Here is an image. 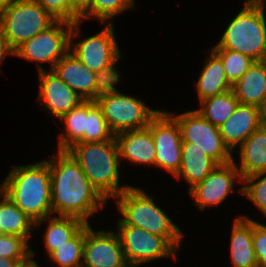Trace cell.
<instances>
[{
	"label": "cell",
	"instance_id": "obj_1",
	"mask_svg": "<svg viewBox=\"0 0 266 267\" xmlns=\"http://www.w3.org/2000/svg\"><path fill=\"white\" fill-rule=\"evenodd\" d=\"M48 160L51 179V206L53 215L73 216L88 224L106 201L92 187L78 163L67 151L57 150Z\"/></svg>",
	"mask_w": 266,
	"mask_h": 267
},
{
	"label": "cell",
	"instance_id": "obj_2",
	"mask_svg": "<svg viewBox=\"0 0 266 267\" xmlns=\"http://www.w3.org/2000/svg\"><path fill=\"white\" fill-rule=\"evenodd\" d=\"M0 190L34 222L53 214L48 160L12 167Z\"/></svg>",
	"mask_w": 266,
	"mask_h": 267
},
{
	"label": "cell",
	"instance_id": "obj_3",
	"mask_svg": "<svg viewBox=\"0 0 266 267\" xmlns=\"http://www.w3.org/2000/svg\"><path fill=\"white\" fill-rule=\"evenodd\" d=\"M78 163L92 187L107 202L130 185L119 186V150L115 136L103 142H78L66 150Z\"/></svg>",
	"mask_w": 266,
	"mask_h": 267
},
{
	"label": "cell",
	"instance_id": "obj_4",
	"mask_svg": "<svg viewBox=\"0 0 266 267\" xmlns=\"http://www.w3.org/2000/svg\"><path fill=\"white\" fill-rule=\"evenodd\" d=\"M266 0H246L230 21L220 41L211 49H230L254 61L266 60Z\"/></svg>",
	"mask_w": 266,
	"mask_h": 267
},
{
	"label": "cell",
	"instance_id": "obj_5",
	"mask_svg": "<svg viewBox=\"0 0 266 267\" xmlns=\"http://www.w3.org/2000/svg\"><path fill=\"white\" fill-rule=\"evenodd\" d=\"M117 200L120 218L125 224L145 229L147 232L165 238L176 250L182 243L184 233L167 216L164 210L160 209L147 192L130 186L120 195L114 198Z\"/></svg>",
	"mask_w": 266,
	"mask_h": 267
},
{
	"label": "cell",
	"instance_id": "obj_6",
	"mask_svg": "<svg viewBox=\"0 0 266 267\" xmlns=\"http://www.w3.org/2000/svg\"><path fill=\"white\" fill-rule=\"evenodd\" d=\"M108 22L100 32L74 44L73 39L79 37L81 22L72 23L70 52L90 70L101 75L109 84H118L121 76L115 68V63L121 59L122 52L116 42L113 21Z\"/></svg>",
	"mask_w": 266,
	"mask_h": 267
},
{
	"label": "cell",
	"instance_id": "obj_7",
	"mask_svg": "<svg viewBox=\"0 0 266 267\" xmlns=\"http://www.w3.org/2000/svg\"><path fill=\"white\" fill-rule=\"evenodd\" d=\"M115 86L116 83L109 84L95 100L111 131L117 134L148 127L161 110L147 107L137 97L122 94Z\"/></svg>",
	"mask_w": 266,
	"mask_h": 267
},
{
	"label": "cell",
	"instance_id": "obj_8",
	"mask_svg": "<svg viewBox=\"0 0 266 267\" xmlns=\"http://www.w3.org/2000/svg\"><path fill=\"white\" fill-rule=\"evenodd\" d=\"M55 21L54 17L32 0H10L0 15L3 33L13 51Z\"/></svg>",
	"mask_w": 266,
	"mask_h": 267
},
{
	"label": "cell",
	"instance_id": "obj_9",
	"mask_svg": "<svg viewBox=\"0 0 266 267\" xmlns=\"http://www.w3.org/2000/svg\"><path fill=\"white\" fill-rule=\"evenodd\" d=\"M123 253L127 264L136 267L161 258L176 257V250L165 238L149 233L145 229L117 221Z\"/></svg>",
	"mask_w": 266,
	"mask_h": 267
},
{
	"label": "cell",
	"instance_id": "obj_10",
	"mask_svg": "<svg viewBox=\"0 0 266 267\" xmlns=\"http://www.w3.org/2000/svg\"><path fill=\"white\" fill-rule=\"evenodd\" d=\"M171 115L180 126L182 142L196 144L218 164H227L234 160L232 152L223 142L219 127L211 124L197 110Z\"/></svg>",
	"mask_w": 266,
	"mask_h": 267
},
{
	"label": "cell",
	"instance_id": "obj_11",
	"mask_svg": "<svg viewBox=\"0 0 266 267\" xmlns=\"http://www.w3.org/2000/svg\"><path fill=\"white\" fill-rule=\"evenodd\" d=\"M66 27V28H64ZM72 23L56 20L50 27L27 40L14 51V56L31 62L51 63L50 70L70 51Z\"/></svg>",
	"mask_w": 266,
	"mask_h": 267
},
{
	"label": "cell",
	"instance_id": "obj_12",
	"mask_svg": "<svg viewBox=\"0 0 266 267\" xmlns=\"http://www.w3.org/2000/svg\"><path fill=\"white\" fill-rule=\"evenodd\" d=\"M156 148L155 166L175 176L182 161V134L170 112L160 111L149 123Z\"/></svg>",
	"mask_w": 266,
	"mask_h": 267
},
{
	"label": "cell",
	"instance_id": "obj_13",
	"mask_svg": "<svg viewBox=\"0 0 266 267\" xmlns=\"http://www.w3.org/2000/svg\"><path fill=\"white\" fill-rule=\"evenodd\" d=\"M82 267H130L124 257L119 235L84 226Z\"/></svg>",
	"mask_w": 266,
	"mask_h": 267
},
{
	"label": "cell",
	"instance_id": "obj_14",
	"mask_svg": "<svg viewBox=\"0 0 266 267\" xmlns=\"http://www.w3.org/2000/svg\"><path fill=\"white\" fill-rule=\"evenodd\" d=\"M52 71L84 101H95L109 85L70 51L56 63Z\"/></svg>",
	"mask_w": 266,
	"mask_h": 267
},
{
	"label": "cell",
	"instance_id": "obj_15",
	"mask_svg": "<svg viewBox=\"0 0 266 267\" xmlns=\"http://www.w3.org/2000/svg\"><path fill=\"white\" fill-rule=\"evenodd\" d=\"M236 179L242 181L235 160L218 164L203 181L191 188L188 194L201 210L207 206H218L232 193Z\"/></svg>",
	"mask_w": 266,
	"mask_h": 267
},
{
	"label": "cell",
	"instance_id": "obj_16",
	"mask_svg": "<svg viewBox=\"0 0 266 267\" xmlns=\"http://www.w3.org/2000/svg\"><path fill=\"white\" fill-rule=\"evenodd\" d=\"M39 73L38 100L47 112L60 119L67 112L79 106L84 100L64 83L52 70L46 71L37 64Z\"/></svg>",
	"mask_w": 266,
	"mask_h": 267
},
{
	"label": "cell",
	"instance_id": "obj_17",
	"mask_svg": "<svg viewBox=\"0 0 266 267\" xmlns=\"http://www.w3.org/2000/svg\"><path fill=\"white\" fill-rule=\"evenodd\" d=\"M263 121V110L246 104H238L234 113L220 127L219 131L223 142L233 153Z\"/></svg>",
	"mask_w": 266,
	"mask_h": 267
},
{
	"label": "cell",
	"instance_id": "obj_18",
	"mask_svg": "<svg viewBox=\"0 0 266 267\" xmlns=\"http://www.w3.org/2000/svg\"><path fill=\"white\" fill-rule=\"evenodd\" d=\"M119 157L131 163L155 166L156 148L149 127L115 134Z\"/></svg>",
	"mask_w": 266,
	"mask_h": 267
},
{
	"label": "cell",
	"instance_id": "obj_19",
	"mask_svg": "<svg viewBox=\"0 0 266 267\" xmlns=\"http://www.w3.org/2000/svg\"><path fill=\"white\" fill-rule=\"evenodd\" d=\"M231 89L240 104L253 105L264 110L266 107V60L255 61L232 84Z\"/></svg>",
	"mask_w": 266,
	"mask_h": 267
},
{
	"label": "cell",
	"instance_id": "obj_20",
	"mask_svg": "<svg viewBox=\"0 0 266 267\" xmlns=\"http://www.w3.org/2000/svg\"><path fill=\"white\" fill-rule=\"evenodd\" d=\"M252 238L253 220L247 216L235 218L230 239V257L233 267L258 266Z\"/></svg>",
	"mask_w": 266,
	"mask_h": 267
},
{
	"label": "cell",
	"instance_id": "obj_21",
	"mask_svg": "<svg viewBox=\"0 0 266 267\" xmlns=\"http://www.w3.org/2000/svg\"><path fill=\"white\" fill-rule=\"evenodd\" d=\"M218 163L191 142H182V161L176 179L184 178L189 190L203 181Z\"/></svg>",
	"mask_w": 266,
	"mask_h": 267
},
{
	"label": "cell",
	"instance_id": "obj_22",
	"mask_svg": "<svg viewBox=\"0 0 266 267\" xmlns=\"http://www.w3.org/2000/svg\"><path fill=\"white\" fill-rule=\"evenodd\" d=\"M240 166L236 164L242 179L266 171V124L263 123L240 146Z\"/></svg>",
	"mask_w": 266,
	"mask_h": 267
},
{
	"label": "cell",
	"instance_id": "obj_23",
	"mask_svg": "<svg viewBox=\"0 0 266 267\" xmlns=\"http://www.w3.org/2000/svg\"><path fill=\"white\" fill-rule=\"evenodd\" d=\"M205 61L196 83L200 102L232 88L227 80L221 58L212 49Z\"/></svg>",
	"mask_w": 266,
	"mask_h": 267
},
{
	"label": "cell",
	"instance_id": "obj_24",
	"mask_svg": "<svg viewBox=\"0 0 266 267\" xmlns=\"http://www.w3.org/2000/svg\"><path fill=\"white\" fill-rule=\"evenodd\" d=\"M44 221H48L46 232L43 235L48 256L59 246L66 244L86 225L83 220L77 217L53 215L35 222V226L41 227Z\"/></svg>",
	"mask_w": 266,
	"mask_h": 267
},
{
	"label": "cell",
	"instance_id": "obj_25",
	"mask_svg": "<svg viewBox=\"0 0 266 267\" xmlns=\"http://www.w3.org/2000/svg\"><path fill=\"white\" fill-rule=\"evenodd\" d=\"M0 233L16 235L29 241L35 222L0 190Z\"/></svg>",
	"mask_w": 266,
	"mask_h": 267
},
{
	"label": "cell",
	"instance_id": "obj_26",
	"mask_svg": "<svg viewBox=\"0 0 266 267\" xmlns=\"http://www.w3.org/2000/svg\"><path fill=\"white\" fill-rule=\"evenodd\" d=\"M86 118L87 101H83L59 119L66 128L59 135L58 150L66 151L75 143L86 142Z\"/></svg>",
	"mask_w": 266,
	"mask_h": 267
},
{
	"label": "cell",
	"instance_id": "obj_27",
	"mask_svg": "<svg viewBox=\"0 0 266 267\" xmlns=\"http://www.w3.org/2000/svg\"><path fill=\"white\" fill-rule=\"evenodd\" d=\"M239 100L232 89L200 102L197 111L214 126L220 127L234 113Z\"/></svg>",
	"mask_w": 266,
	"mask_h": 267
},
{
	"label": "cell",
	"instance_id": "obj_28",
	"mask_svg": "<svg viewBox=\"0 0 266 267\" xmlns=\"http://www.w3.org/2000/svg\"><path fill=\"white\" fill-rule=\"evenodd\" d=\"M84 227L66 244L59 246L49 259L60 267H82Z\"/></svg>",
	"mask_w": 266,
	"mask_h": 267
},
{
	"label": "cell",
	"instance_id": "obj_29",
	"mask_svg": "<svg viewBox=\"0 0 266 267\" xmlns=\"http://www.w3.org/2000/svg\"><path fill=\"white\" fill-rule=\"evenodd\" d=\"M114 136L101 108L95 101H87L86 142L108 141Z\"/></svg>",
	"mask_w": 266,
	"mask_h": 267
},
{
	"label": "cell",
	"instance_id": "obj_30",
	"mask_svg": "<svg viewBox=\"0 0 266 267\" xmlns=\"http://www.w3.org/2000/svg\"><path fill=\"white\" fill-rule=\"evenodd\" d=\"M134 4V0H91L87 11L80 17V22L93 17L100 20L102 24H107L108 20L118 14L134 8Z\"/></svg>",
	"mask_w": 266,
	"mask_h": 267
},
{
	"label": "cell",
	"instance_id": "obj_31",
	"mask_svg": "<svg viewBox=\"0 0 266 267\" xmlns=\"http://www.w3.org/2000/svg\"><path fill=\"white\" fill-rule=\"evenodd\" d=\"M222 60L228 82L234 84L255 62L249 56L230 49H212Z\"/></svg>",
	"mask_w": 266,
	"mask_h": 267
},
{
	"label": "cell",
	"instance_id": "obj_32",
	"mask_svg": "<svg viewBox=\"0 0 266 267\" xmlns=\"http://www.w3.org/2000/svg\"><path fill=\"white\" fill-rule=\"evenodd\" d=\"M242 181L246 184L239 191L266 217V171L247 176Z\"/></svg>",
	"mask_w": 266,
	"mask_h": 267
},
{
	"label": "cell",
	"instance_id": "obj_33",
	"mask_svg": "<svg viewBox=\"0 0 266 267\" xmlns=\"http://www.w3.org/2000/svg\"><path fill=\"white\" fill-rule=\"evenodd\" d=\"M0 257L32 259L34 252L24 238L0 233Z\"/></svg>",
	"mask_w": 266,
	"mask_h": 267
},
{
	"label": "cell",
	"instance_id": "obj_34",
	"mask_svg": "<svg viewBox=\"0 0 266 267\" xmlns=\"http://www.w3.org/2000/svg\"><path fill=\"white\" fill-rule=\"evenodd\" d=\"M38 3L56 20L70 23L80 21V17L69 7L67 0H32Z\"/></svg>",
	"mask_w": 266,
	"mask_h": 267
},
{
	"label": "cell",
	"instance_id": "obj_35",
	"mask_svg": "<svg viewBox=\"0 0 266 267\" xmlns=\"http://www.w3.org/2000/svg\"><path fill=\"white\" fill-rule=\"evenodd\" d=\"M253 248L258 262L257 267H266V225L253 220Z\"/></svg>",
	"mask_w": 266,
	"mask_h": 267
},
{
	"label": "cell",
	"instance_id": "obj_36",
	"mask_svg": "<svg viewBox=\"0 0 266 267\" xmlns=\"http://www.w3.org/2000/svg\"><path fill=\"white\" fill-rule=\"evenodd\" d=\"M7 55L14 56V51L9 46L7 38L3 33L1 23H0V65L1 63H3V60L5 59Z\"/></svg>",
	"mask_w": 266,
	"mask_h": 267
},
{
	"label": "cell",
	"instance_id": "obj_37",
	"mask_svg": "<svg viewBox=\"0 0 266 267\" xmlns=\"http://www.w3.org/2000/svg\"><path fill=\"white\" fill-rule=\"evenodd\" d=\"M69 7L81 17L86 11L91 0H67Z\"/></svg>",
	"mask_w": 266,
	"mask_h": 267
},
{
	"label": "cell",
	"instance_id": "obj_38",
	"mask_svg": "<svg viewBox=\"0 0 266 267\" xmlns=\"http://www.w3.org/2000/svg\"><path fill=\"white\" fill-rule=\"evenodd\" d=\"M31 259H10L0 257V267H23Z\"/></svg>",
	"mask_w": 266,
	"mask_h": 267
},
{
	"label": "cell",
	"instance_id": "obj_39",
	"mask_svg": "<svg viewBox=\"0 0 266 267\" xmlns=\"http://www.w3.org/2000/svg\"><path fill=\"white\" fill-rule=\"evenodd\" d=\"M9 1L10 0H0V15L2 14Z\"/></svg>",
	"mask_w": 266,
	"mask_h": 267
},
{
	"label": "cell",
	"instance_id": "obj_40",
	"mask_svg": "<svg viewBox=\"0 0 266 267\" xmlns=\"http://www.w3.org/2000/svg\"><path fill=\"white\" fill-rule=\"evenodd\" d=\"M23 267H39L36 261L32 258L28 263H26Z\"/></svg>",
	"mask_w": 266,
	"mask_h": 267
},
{
	"label": "cell",
	"instance_id": "obj_41",
	"mask_svg": "<svg viewBox=\"0 0 266 267\" xmlns=\"http://www.w3.org/2000/svg\"><path fill=\"white\" fill-rule=\"evenodd\" d=\"M263 121L266 124V107L263 110Z\"/></svg>",
	"mask_w": 266,
	"mask_h": 267
}]
</instances>
